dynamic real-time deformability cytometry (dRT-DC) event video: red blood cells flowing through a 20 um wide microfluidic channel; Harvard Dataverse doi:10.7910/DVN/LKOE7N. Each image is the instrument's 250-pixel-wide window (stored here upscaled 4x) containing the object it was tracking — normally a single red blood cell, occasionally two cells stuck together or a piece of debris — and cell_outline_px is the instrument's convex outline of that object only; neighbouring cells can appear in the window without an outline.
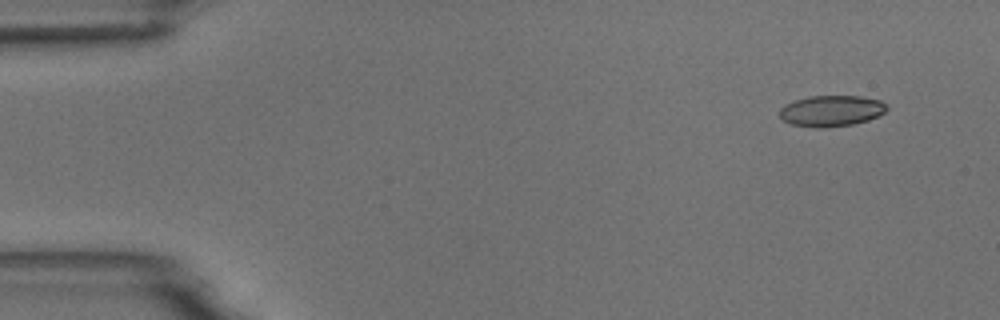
{"species": "common noctule bat (a hibernating species)", "species_latin": "Nyctalus noctula", "temperature_condition": "room temperature", "stored_images_in_passage": 5, "camera_frame_rate_fps": 3000, "um_per_image_px": 0.085, "animal": {"sex": "male", "body_mass_g": 18.8}, "frame": {"image": 1, "passage_image": 2, "time_ms": 1.0, "image_size_px": [1000, 320], "cell_outline_px": [[888, 108], [884, 112], [868, 120], [852, 124], [824, 128], [816, 128], [792, 124], [784, 120], [780, 116], [780, 108], [784, 104], [796, 100], [812, 96], [860, 96], [880, 100], [888, 104]], "centroid_in_image_um": [70.68, 9.42], "position_along_channel_um": 14.3, "area_um2": 19.31}}
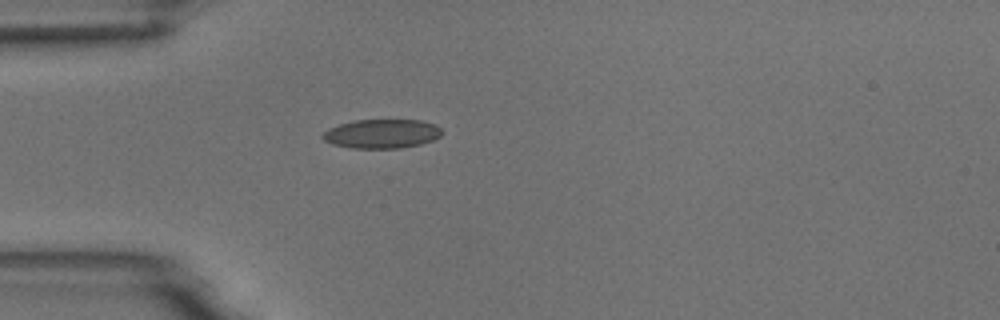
{"frame": {"image": 2, "passage_image": 5, "time_ms": 4.667, "image_size_px": [1000, 320], "cell_outline_px": [[444, 132], [440, 136], [432, 140], [420, 144], [400, 148], [352, 148], [332, 144], [324, 140], [320, 136], [328, 128], [340, 124], [356, 120], [420, 120], [436, 124]], "centroid_in_image_um": [32.46, 11.37], "position_along_channel_um": 52.5, "area_um2": 20.23}}